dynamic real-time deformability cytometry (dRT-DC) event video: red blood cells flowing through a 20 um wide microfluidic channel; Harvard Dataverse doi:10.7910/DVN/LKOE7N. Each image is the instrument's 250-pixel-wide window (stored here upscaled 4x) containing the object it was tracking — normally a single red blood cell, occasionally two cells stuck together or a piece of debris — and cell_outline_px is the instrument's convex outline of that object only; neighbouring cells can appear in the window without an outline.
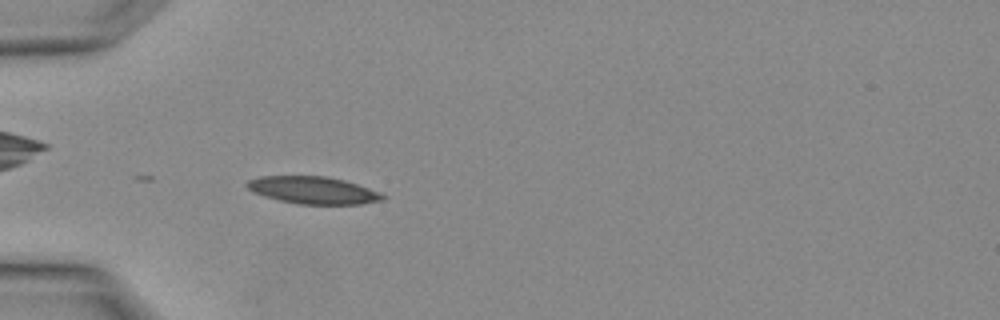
{"species": "Egyptian fruit bat (a non-hibernating species)", "species_latin": "Rousettus aegyptiacus", "temperature_condition": "warm", "stored_images_in_passage": 3, "camera_frame_rate_fps": 3000, "um_per_image_px": 0.085, "animal": {"sex": "female"}, "frame": {"image": 1, "passage_image": 3, "time_ms": 0.667, "image_size_px": [1000, 320], "cell_outline_px": [[388, 196], [384, 200], [360, 204], [300, 204], [280, 200], [264, 196], [248, 188], [244, 184], [248, 180], [260, 176], [324, 176], [344, 180], [380, 192]], "centroid_in_image_um": [26.64, 16.17], "position_along_channel_um": 58.4, "area_um2": 21.44}}